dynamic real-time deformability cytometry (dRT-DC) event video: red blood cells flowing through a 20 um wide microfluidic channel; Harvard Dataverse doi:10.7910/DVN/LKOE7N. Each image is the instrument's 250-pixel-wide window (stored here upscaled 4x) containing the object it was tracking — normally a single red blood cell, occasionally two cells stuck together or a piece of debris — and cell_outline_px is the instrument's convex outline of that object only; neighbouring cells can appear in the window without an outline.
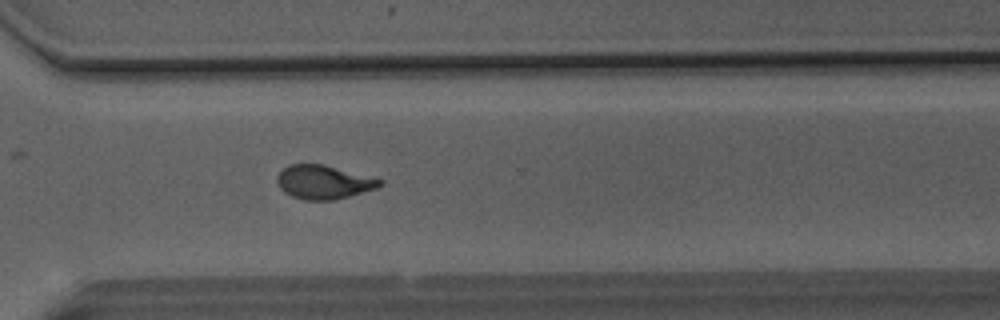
{"species": "Egyptian fruit bat (a non-hibernating species)", "species_latin": "Rousettus aegyptiacus", "temperature_condition": "room temperature", "stored_images_in_passage": 50, "camera_frame_rate_fps": 3000, "um_per_image_px": 0.085, "animal": {"sex": "male"}, "frame": {"image": 1, "passage_image": 37, "time_ms": 12.0, "image_size_px": [1000, 320], "cell_outline_px": [[384, 184], [376, 188], [336, 200], [304, 200], [292, 196], [284, 192], [280, 188], [276, 180], [276, 176], [288, 164], [324, 164], [384, 180]], "centroid_in_image_um": [27.5, 15.48], "position_along_channel_um": 343.1, "area_um2": 20.29}}
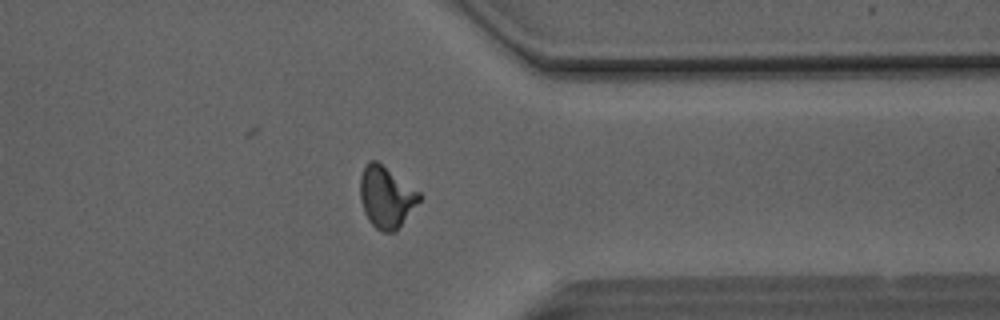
{"frame": {"image": 2, "passage_image": 40, "time_ms": 13.0, "image_size_px": [1000, 320], "cell_outline_px": [[424, 196], [396, 232], [380, 232], [368, 220], [364, 212], [360, 200], [360, 176], [364, 168], [372, 160], [376, 160], [420, 192]], "centroid_in_image_um": [32.85, 16.79], "position_along_channel_um": 378.6, "area_um2": 21.27}}
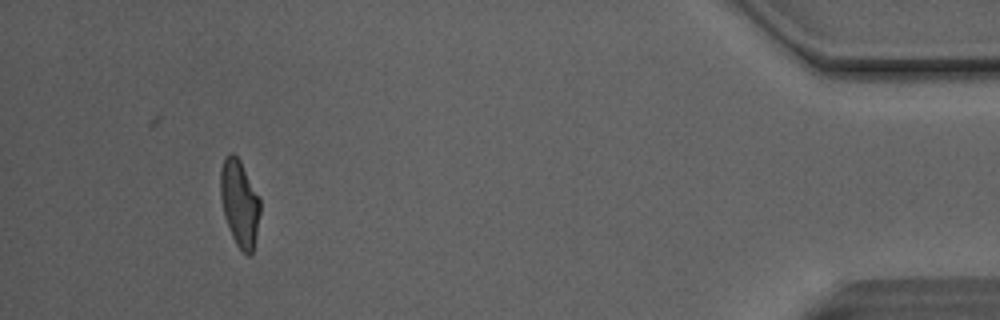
{"frame": {"image": 3, "passage_image": 47, "time_ms": 15.333, "image_size_px": [1000, 320], "cell_outline_px": [[260, 212], [256, 236], [252, 252], [248, 256], [236, 244], [232, 236], [224, 216], [220, 196], [220, 168], [224, 156], [228, 152], [232, 152], [240, 160], [260, 200]], "centroid_in_image_um": [20.34, 17.23], "position_along_channel_um": 414.9, "area_um2": 19.94}, "authors_computed_cell_mechanics": {"area_um2": 20.5479, "velocity_mm_per_s": 4.1364, "shape_relaxation_time_tau1_ms": 3.932, "shape_relaxation_time_tau2_ms": 1.5299, "deformation_change_tau1": 0.1668, "deformation_change_tau2": 0.0814}}